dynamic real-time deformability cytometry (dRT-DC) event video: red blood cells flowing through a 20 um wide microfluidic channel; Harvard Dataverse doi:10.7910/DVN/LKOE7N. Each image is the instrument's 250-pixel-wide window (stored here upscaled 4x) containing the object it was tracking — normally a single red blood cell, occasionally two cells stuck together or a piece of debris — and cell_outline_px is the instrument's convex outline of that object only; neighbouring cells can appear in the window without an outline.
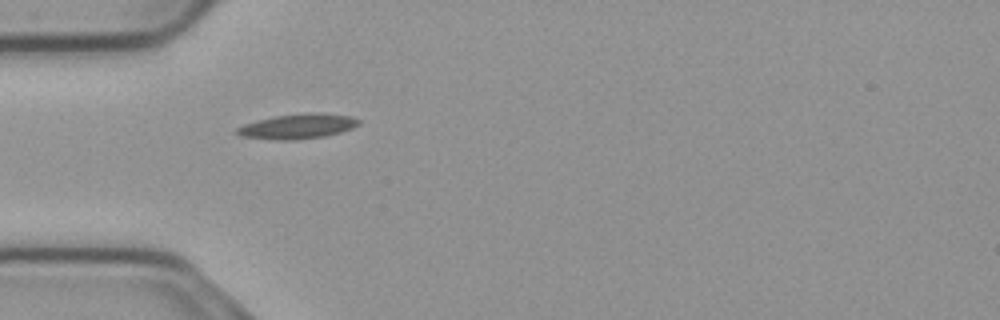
{"species": "common noctule bat (a hibernating species)", "species_latin": "Nyctalus noctula", "temperature_condition": "cold", "stored_images_in_passage": 4, "camera_frame_rate_fps": 3000, "um_per_image_px": 0.085, "animal": {"sex": "male", "body_mass_g": 23.1, "forearm_length_mm": 52.7}, "frame": {"image": 1, "passage_image": 1, "time_ms": 0.0, "image_size_px": [1000, 320], "cell_outline_px": [[360, 124], [352, 128], [340, 132], [324, 136], [296, 140], [280, 140], [240, 136], [236, 132], [236, 128], [244, 124], [256, 120], [276, 116], [304, 112], [320, 112], [352, 116], [360, 120]], "centroid_in_image_um": [25.32, 10.72], "position_along_channel_um": 59.7, "area_um2": 17.8}}